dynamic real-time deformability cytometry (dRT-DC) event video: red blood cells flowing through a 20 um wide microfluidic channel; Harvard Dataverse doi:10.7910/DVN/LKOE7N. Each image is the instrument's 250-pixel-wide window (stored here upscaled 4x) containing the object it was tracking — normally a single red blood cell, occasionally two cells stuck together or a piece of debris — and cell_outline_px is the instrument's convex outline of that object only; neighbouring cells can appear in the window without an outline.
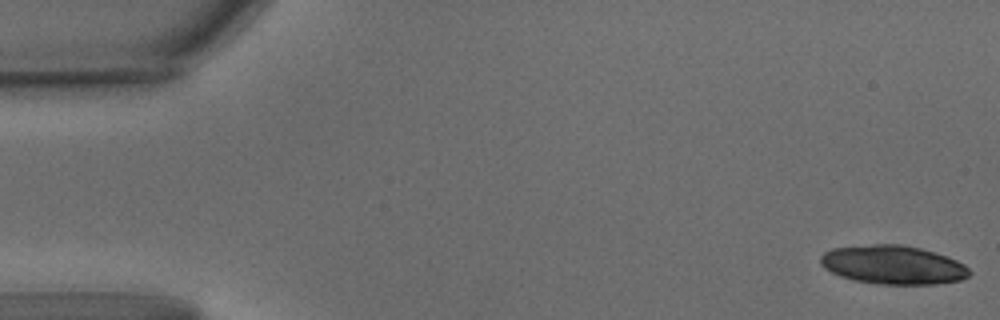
{"species": "common noctule bat (a hibernating species)", "species_latin": "Nyctalus noctula", "temperature_condition": "warm", "stored_images_in_passage": 21, "camera_frame_rate_fps": 3000, "um_per_image_px": 0.085, "animal": {"sex": "male", "body_mass_g": 15.6}, "frame": {"image": 1, "passage_image": 1, "time_ms": 0.0, "image_size_px": [1000, 320], "cell_outline_px": [[972, 272], [968, 276], [960, 280], [936, 284], [876, 284], [856, 280], [840, 276], [824, 268], [820, 264], [820, 256], [824, 252], [832, 248], [872, 244], [900, 244], [920, 248], [948, 256], [964, 264]], "centroid_in_image_um": [75.91, 22.51], "position_along_channel_um": 9.1, "area_um2": 33.7}}